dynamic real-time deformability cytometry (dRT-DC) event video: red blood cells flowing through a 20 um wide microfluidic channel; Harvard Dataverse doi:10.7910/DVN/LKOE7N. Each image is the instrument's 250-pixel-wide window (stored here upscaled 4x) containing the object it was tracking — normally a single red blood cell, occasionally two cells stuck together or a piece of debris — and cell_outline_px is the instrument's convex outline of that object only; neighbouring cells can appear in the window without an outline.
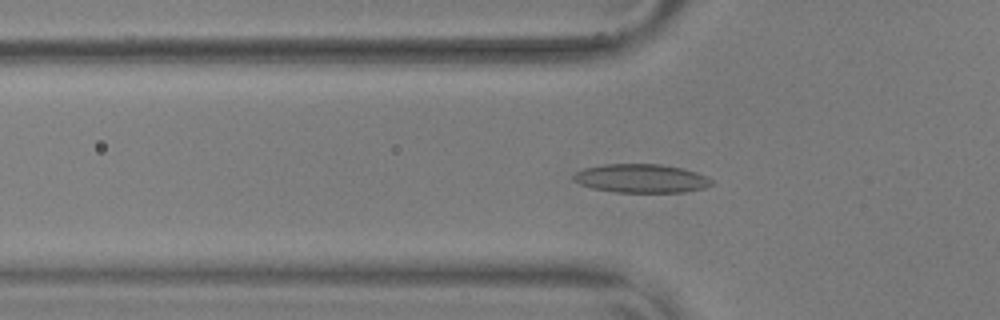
{"species": "common noctule bat (a hibernating species)", "species_latin": "Nyctalus noctula", "temperature_condition": "warm", "stored_images_in_passage": 55, "camera_frame_rate_fps": 3000, "um_per_image_px": 0.085, "animal": {"sex": "male", "body_mass_g": 17.9, "forearm_length_mm": 54.2}, "frame": {"image": 1, "passage_image": 18, "time_ms": 5.667, "image_size_px": [1000, 320], "cell_outline_px": [[716, 184], [704, 188], [680, 192], [616, 192], [592, 188], [580, 184], [572, 180], [572, 176], [576, 172], [584, 168], [604, 164], [660, 164], [684, 168], [708, 176]], "centroid_in_image_um": [54.53, 15.16], "position_along_channel_um": 71.3, "area_um2": 23.24}}
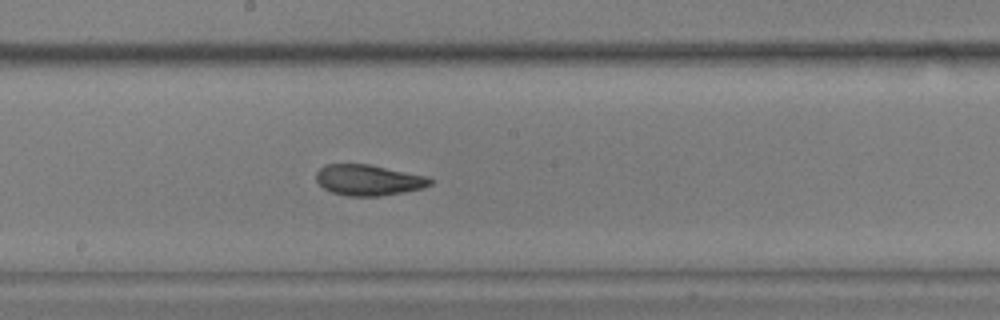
{"frame": {"image": 2, "passage_image": 30, "time_ms": 9.667, "image_size_px": [1000, 320], "cell_outline_px": [[432, 184], [420, 188], [380, 196], [348, 196], [332, 192], [324, 188], [316, 180], [316, 172], [324, 164], [368, 164], [428, 176], [432, 180]], "centroid_in_image_um": [31.29, 15.29], "position_along_channel_um": 216.9, "area_um2": 20.29}}
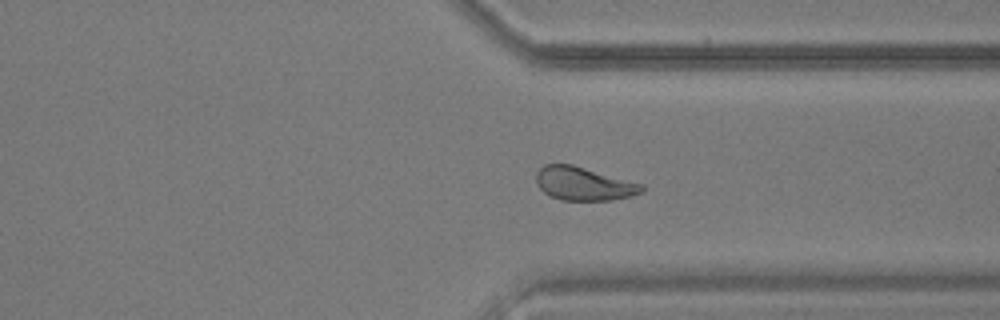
{"frame": {"image": 3, "passage_image": 42, "time_ms": 13.667, "image_size_px": [1000, 320], "cell_outline_px": [[644, 192], [632, 196], [612, 200], [560, 200], [544, 192], [536, 184], [536, 172], [544, 164], [572, 164], [644, 184]], "centroid_in_image_um": [49.63, 15.61], "position_along_channel_um": 361.8, "area_um2": 20.69}, "authors_computed_cell_mechanics": {"area_um2": 21.1548, "velocity_mm_per_s": 3.6261, "shape_relaxation_time_tau1_ms": null, "shape_relaxation_time_tau2_ms": 1.7459, "deformation_change_tau1": null, "deformation_change_tau2": 0.0758}}